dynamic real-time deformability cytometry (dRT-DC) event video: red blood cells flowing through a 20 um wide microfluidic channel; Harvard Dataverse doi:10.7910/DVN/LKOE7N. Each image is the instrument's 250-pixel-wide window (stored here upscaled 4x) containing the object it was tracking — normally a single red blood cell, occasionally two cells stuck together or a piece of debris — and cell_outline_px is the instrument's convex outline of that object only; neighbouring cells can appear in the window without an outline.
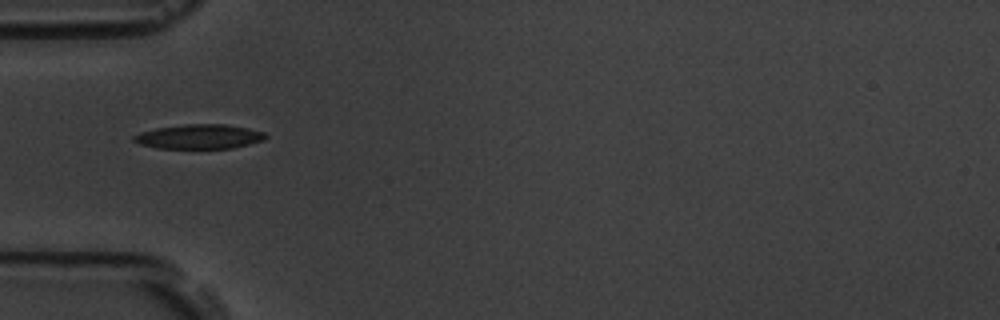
{"species": "common noctule bat (a hibernating species)", "species_latin": "Nyctalus noctula", "temperature_condition": "room temperature", "stored_images_in_passage": 4, "camera_frame_rate_fps": 3000, "um_per_image_px": 0.085, "animal": {"sex": "male", "body_mass_g": 19.5, "forearm_length_mm": 54.6}, "frame": {"image": 1, "passage_image": 1, "time_ms": 0.0, "image_size_px": [1000, 320], "cell_outline_px": [[268, 136], [264, 140], [232, 148], [156, 148], [140, 144], [132, 140], [132, 136], [140, 132], [156, 128], [184, 124], [224, 124], [248, 128], [264, 132]], "centroid_in_image_um": [16.92, 11.61], "position_along_channel_um": 68.1, "area_um2": 18.79}}
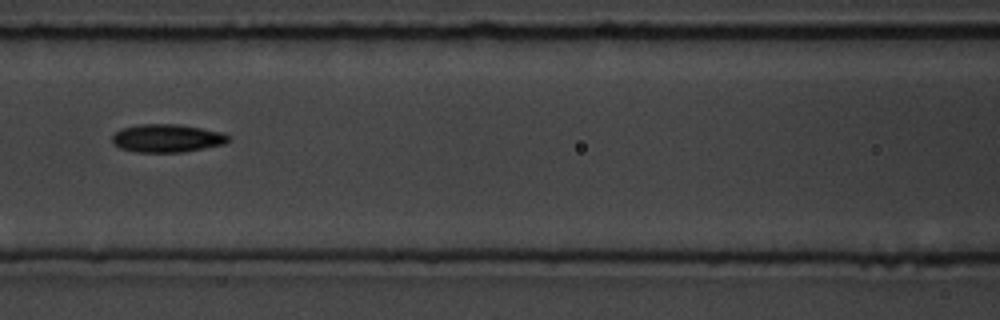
{"frame": {"image": 2, "passage_image": 3, "time_ms": 2.333, "image_size_px": [1000, 320], "cell_outline_px": [[228, 140], [224, 144], [204, 148], [180, 152], [136, 152], [120, 148], [112, 144], [112, 136], [116, 132], [124, 128], [140, 124], [180, 124], [224, 132], [228, 136]], "centroid_in_image_um": [14.19, 11.74], "position_along_channel_um": 152.4, "area_um2": 18.96}}
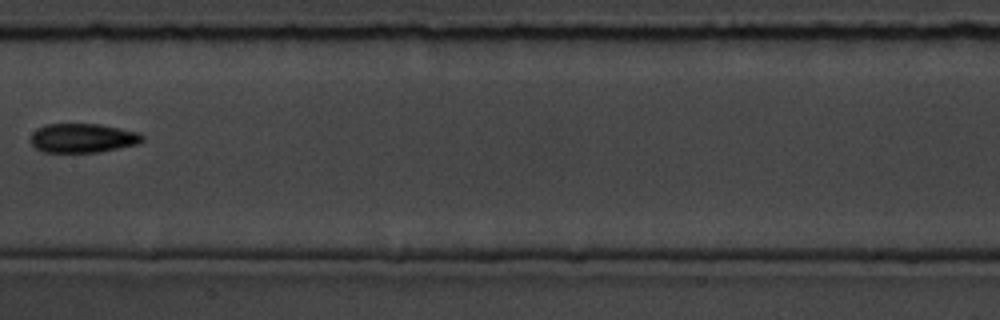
{"frame": {"image": 3, "passage_image": 4, "time_ms": 3.667, "image_size_px": [1000, 320], "cell_outline_px": [[144, 140], [136, 144], [96, 152], [40, 152], [32, 144], [32, 132], [36, 128], [44, 124], [100, 124], [120, 128], [136, 132], [144, 136]], "centroid_in_image_um": [6.99, 11.72], "position_along_channel_um": 200.4, "area_um2": 18.84}}